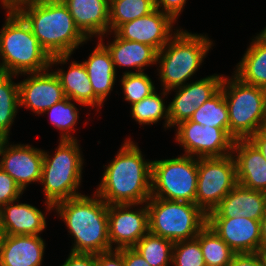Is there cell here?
<instances>
[{
  "mask_svg": "<svg viewBox=\"0 0 266 266\" xmlns=\"http://www.w3.org/2000/svg\"><path fill=\"white\" fill-rule=\"evenodd\" d=\"M3 140H4V138L0 135V145H1Z\"/></svg>",
  "mask_w": 266,
  "mask_h": 266,
  "instance_id": "c3c4849f",
  "label": "cell"
},
{
  "mask_svg": "<svg viewBox=\"0 0 266 266\" xmlns=\"http://www.w3.org/2000/svg\"><path fill=\"white\" fill-rule=\"evenodd\" d=\"M190 120L203 126L229 128L228 107L222 89L196 108Z\"/></svg>",
  "mask_w": 266,
  "mask_h": 266,
  "instance_id": "1f68e13d",
  "label": "cell"
},
{
  "mask_svg": "<svg viewBox=\"0 0 266 266\" xmlns=\"http://www.w3.org/2000/svg\"><path fill=\"white\" fill-rule=\"evenodd\" d=\"M96 266H125L122 249H112L95 254Z\"/></svg>",
  "mask_w": 266,
  "mask_h": 266,
  "instance_id": "8d00e7d4",
  "label": "cell"
},
{
  "mask_svg": "<svg viewBox=\"0 0 266 266\" xmlns=\"http://www.w3.org/2000/svg\"><path fill=\"white\" fill-rule=\"evenodd\" d=\"M206 266H228L236 254L208 225L196 236Z\"/></svg>",
  "mask_w": 266,
  "mask_h": 266,
  "instance_id": "83f0119b",
  "label": "cell"
},
{
  "mask_svg": "<svg viewBox=\"0 0 266 266\" xmlns=\"http://www.w3.org/2000/svg\"><path fill=\"white\" fill-rule=\"evenodd\" d=\"M76 27L89 40L109 35V0H62Z\"/></svg>",
  "mask_w": 266,
  "mask_h": 266,
  "instance_id": "ffe728a7",
  "label": "cell"
},
{
  "mask_svg": "<svg viewBox=\"0 0 266 266\" xmlns=\"http://www.w3.org/2000/svg\"><path fill=\"white\" fill-rule=\"evenodd\" d=\"M13 76L17 75L0 73V135L4 139H9L10 127L20 107L19 85Z\"/></svg>",
  "mask_w": 266,
  "mask_h": 266,
  "instance_id": "4316f807",
  "label": "cell"
},
{
  "mask_svg": "<svg viewBox=\"0 0 266 266\" xmlns=\"http://www.w3.org/2000/svg\"><path fill=\"white\" fill-rule=\"evenodd\" d=\"M260 34H261L264 38H266V27L264 28V30H262V31L260 32Z\"/></svg>",
  "mask_w": 266,
  "mask_h": 266,
  "instance_id": "7dc6e473",
  "label": "cell"
},
{
  "mask_svg": "<svg viewBox=\"0 0 266 266\" xmlns=\"http://www.w3.org/2000/svg\"><path fill=\"white\" fill-rule=\"evenodd\" d=\"M155 9V0H109L110 32L121 24L151 13Z\"/></svg>",
  "mask_w": 266,
  "mask_h": 266,
  "instance_id": "f546056e",
  "label": "cell"
},
{
  "mask_svg": "<svg viewBox=\"0 0 266 266\" xmlns=\"http://www.w3.org/2000/svg\"><path fill=\"white\" fill-rule=\"evenodd\" d=\"M93 196L79 195L53 206L74 237L70 252L97 254L112 250L109 241L108 204L96 192Z\"/></svg>",
  "mask_w": 266,
  "mask_h": 266,
  "instance_id": "3957f363",
  "label": "cell"
},
{
  "mask_svg": "<svg viewBox=\"0 0 266 266\" xmlns=\"http://www.w3.org/2000/svg\"><path fill=\"white\" fill-rule=\"evenodd\" d=\"M149 232L173 243L196 238L207 225V215L194 203L150 197Z\"/></svg>",
  "mask_w": 266,
  "mask_h": 266,
  "instance_id": "ba28073f",
  "label": "cell"
},
{
  "mask_svg": "<svg viewBox=\"0 0 266 266\" xmlns=\"http://www.w3.org/2000/svg\"><path fill=\"white\" fill-rule=\"evenodd\" d=\"M113 42L103 43V36L99 38V41L110 52L112 61L116 67H128L135 68L139 72H144L145 66L157 65L158 51L150 45L136 42L127 41L120 38L115 32H113Z\"/></svg>",
  "mask_w": 266,
  "mask_h": 266,
  "instance_id": "603a6c76",
  "label": "cell"
},
{
  "mask_svg": "<svg viewBox=\"0 0 266 266\" xmlns=\"http://www.w3.org/2000/svg\"><path fill=\"white\" fill-rule=\"evenodd\" d=\"M176 21L155 8L151 13L121 24L114 32L122 39L150 45L158 52L168 43L179 29H174Z\"/></svg>",
  "mask_w": 266,
  "mask_h": 266,
  "instance_id": "5bb4252c",
  "label": "cell"
},
{
  "mask_svg": "<svg viewBox=\"0 0 266 266\" xmlns=\"http://www.w3.org/2000/svg\"><path fill=\"white\" fill-rule=\"evenodd\" d=\"M228 266H264L258 253L235 254Z\"/></svg>",
  "mask_w": 266,
  "mask_h": 266,
  "instance_id": "ab89813d",
  "label": "cell"
},
{
  "mask_svg": "<svg viewBox=\"0 0 266 266\" xmlns=\"http://www.w3.org/2000/svg\"><path fill=\"white\" fill-rule=\"evenodd\" d=\"M45 246L39 235H3L0 266H41Z\"/></svg>",
  "mask_w": 266,
  "mask_h": 266,
  "instance_id": "44dd1931",
  "label": "cell"
},
{
  "mask_svg": "<svg viewBox=\"0 0 266 266\" xmlns=\"http://www.w3.org/2000/svg\"><path fill=\"white\" fill-rule=\"evenodd\" d=\"M220 88L228 107L229 133L235 140L249 139L266 128V89L235 75L223 77Z\"/></svg>",
  "mask_w": 266,
  "mask_h": 266,
  "instance_id": "52a82bcc",
  "label": "cell"
},
{
  "mask_svg": "<svg viewBox=\"0 0 266 266\" xmlns=\"http://www.w3.org/2000/svg\"><path fill=\"white\" fill-rule=\"evenodd\" d=\"M223 77L214 74L168 90V92H172V90L176 92L174 99L168 105L170 128L190 119L196 108L220 89Z\"/></svg>",
  "mask_w": 266,
  "mask_h": 266,
  "instance_id": "9a60e30c",
  "label": "cell"
},
{
  "mask_svg": "<svg viewBox=\"0 0 266 266\" xmlns=\"http://www.w3.org/2000/svg\"><path fill=\"white\" fill-rule=\"evenodd\" d=\"M104 169L96 193L108 204H143L151 197L152 161L145 160L137 143L125 140Z\"/></svg>",
  "mask_w": 266,
  "mask_h": 266,
  "instance_id": "7a4b0ae2",
  "label": "cell"
},
{
  "mask_svg": "<svg viewBox=\"0 0 266 266\" xmlns=\"http://www.w3.org/2000/svg\"><path fill=\"white\" fill-rule=\"evenodd\" d=\"M125 101L130 105L138 103L156 91L154 83L145 72H123L120 80Z\"/></svg>",
  "mask_w": 266,
  "mask_h": 266,
  "instance_id": "836d02e7",
  "label": "cell"
},
{
  "mask_svg": "<svg viewBox=\"0 0 266 266\" xmlns=\"http://www.w3.org/2000/svg\"><path fill=\"white\" fill-rule=\"evenodd\" d=\"M266 212V193L237 184L207 217H247L261 221Z\"/></svg>",
  "mask_w": 266,
  "mask_h": 266,
  "instance_id": "d6986e66",
  "label": "cell"
},
{
  "mask_svg": "<svg viewBox=\"0 0 266 266\" xmlns=\"http://www.w3.org/2000/svg\"><path fill=\"white\" fill-rule=\"evenodd\" d=\"M252 40L234 75L244 83L266 89V38L259 33Z\"/></svg>",
  "mask_w": 266,
  "mask_h": 266,
  "instance_id": "484cf974",
  "label": "cell"
},
{
  "mask_svg": "<svg viewBox=\"0 0 266 266\" xmlns=\"http://www.w3.org/2000/svg\"><path fill=\"white\" fill-rule=\"evenodd\" d=\"M258 254L262 259L263 265L266 266V250H259Z\"/></svg>",
  "mask_w": 266,
  "mask_h": 266,
  "instance_id": "f6af8a7d",
  "label": "cell"
},
{
  "mask_svg": "<svg viewBox=\"0 0 266 266\" xmlns=\"http://www.w3.org/2000/svg\"><path fill=\"white\" fill-rule=\"evenodd\" d=\"M71 101L65 97L44 112L45 114L49 112L51 124L61 131L60 140H76L70 132L75 131L74 126L79 119V109Z\"/></svg>",
  "mask_w": 266,
  "mask_h": 266,
  "instance_id": "d6a6232c",
  "label": "cell"
},
{
  "mask_svg": "<svg viewBox=\"0 0 266 266\" xmlns=\"http://www.w3.org/2000/svg\"><path fill=\"white\" fill-rule=\"evenodd\" d=\"M3 228H2V218H1V208H0V239L3 237Z\"/></svg>",
  "mask_w": 266,
  "mask_h": 266,
  "instance_id": "bcb514c9",
  "label": "cell"
},
{
  "mask_svg": "<svg viewBox=\"0 0 266 266\" xmlns=\"http://www.w3.org/2000/svg\"><path fill=\"white\" fill-rule=\"evenodd\" d=\"M236 164L232 154L198 158L195 204L207 215L237 185Z\"/></svg>",
  "mask_w": 266,
  "mask_h": 266,
  "instance_id": "30bf717a",
  "label": "cell"
},
{
  "mask_svg": "<svg viewBox=\"0 0 266 266\" xmlns=\"http://www.w3.org/2000/svg\"><path fill=\"white\" fill-rule=\"evenodd\" d=\"M207 225L236 253H258L260 221L247 217H207Z\"/></svg>",
  "mask_w": 266,
  "mask_h": 266,
  "instance_id": "2e32d148",
  "label": "cell"
},
{
  "mask_svg": "<svg viewBox=\"0 0 266 266\" xmlns=\"http://www.w3.org/2000/svg\"><path fill=\"white\" fill-rule=\"evenodd\" d=\"M78 140H60L53 156L43 151L40 183L43 185L47 212L58 202L79 195L83 158Z\"/></svg>",
  "mask_w": 266,
  "mask_h": 266,
  "instance_id": "8992f818",
  "label": "cell"
},
{
  "mask_svg": "<svg viewBox=\"0 0 266 266\" xmlns=\"http://www.w3.org/2000/svg\"><path fill=\"white\" fill-rule=\"evenodd\" d=\"M176 126L175 139L183 147V155L211 158L232 154L235 139L230 135L229 128L203 126L190 119Z\"/></svg>",
  "mask_w": 266,
  "mask_h": 266,
  "instance_id": "8fae6325",
  "label": "cell"
},
{
  "mask_svg": "<svg viewBox=\"0 0 266 266\" xmlns=\"http://www.w3.org/2000/svg\"><path fill=\"white\" fill-rule=\"evenodd\" d=\"M29 77L18 82L20 107L42 115L52 105L65 98L59 79L50 69L27 73Z\"/></svg>",
  "mask_w": 266,
  "mask_h": 266,
  "instance_id": "e0dca14e",
  "label": "cell"
},
{
  "mask_svg": "<svg viewBox=\"0 0 266 266\" xmlns=\"http://www.w3.org/2000/svg\"><path fill=\"white\" fill-rule=\"evenodd\" d=\"M36 0H1L3 8L6 11H16L25 4L34 3Z\"/></svg>",
  "mask_w": 266,
  "mask_h": 266,
  "instance_id": "7bdbcfd3",
  "label": "cell"
},
{
  "mask_svg": "<svg viewBox=\"0 0 266 266\" xmlns=\"http://www.w3.org/2000/svg\"><path fill=\"white\" fill-rule=\"evenodd\" d=\"M54 74L60 81L65 97L72 102L97 109L103 106V102L94 94L83 63L72 61L67 71L59 68Z\"/></svg>",
  "mask_w": 266,
  "mask_h": 266,
  "instance_id": "d4e9b609",
  "label": "cell"
},
{
  "mask_svg": "<svg viewBox=\"0 0 266 266\" xmlns=\"http://www.w3.org/2000/svg\"><path fill=\"white\" fill-rule=\"evenodd\" d=\"M207 36L189 33L180 28L158 52L157 70L163 90L185 85L200 69L208 51L214 45Z\"/></svg>",
  "mask_w": 266,
  "mask_h": 266,
  "instance_id": "5b68a950",
  "label": "cell"
},
{
  "mask_svg": "<svg viewBox=\"0 0 266 266\" xmlns=\"http://www.w3.org/2000/svg\"><path fill=\"white\" fill-rule=\"evenodd\" d=\"M198 158L183 155L152 161L151 197L195 204Z\"/></svg>",
  "mask_w": 266,
  "mask_h": 266,
  "instance_id": "9c48e42d",
  "label": "cell"
},
{
  "mask_svg": "<svg viewBox=\"0 0 266 266\" xmlns=\"http://www.w3.org/2000/svg\"><path fill=\"white\" fill-rule=\"evenodd\" d=\"M187 0H155V8L177 21ZM162 7V8H161Z\"/></svg>",
  "mask_w": 266,
  "mask_h": 266,
  "instance_id": "74e56055",
  "label": "cell"
},
{
  "mask_svg": "<svg viewBox=\"0 0 266 266\" xmlns=\"http://www.w3.org/2000/svg\"><path fill=\"white\" fill-rule=\"evenodd\" d=\"M16 12L51 57L50 67L66 64L73 51L89 41L76 27L62 0H38L21 6Z\"/></svg>",
  "mask_w": 266,
  "mask_h": 266,
  "instance_id": "6da1fadb",
  "label": "cell"
},
{
  "mask_svg": "<svg viewBox=\"0 0 266 266\" xmlns=\"http://www.w3.org/2000/svg\"><path fill=\"white\" fill-rule=\"evenodd\" d=\"M138 205L140 209H133ZM145 205V206H144ZM135 210V211H134ZM109 241L112 249L132 248L149 231L148 208L142 204L108 205ZM113 245H115L113 247Z\"/></svg>",
  "mask_w": 266,
  "mask_h": 266,
  "instance_id": "7c38bea8",
  "label": "cell"
},
{
  "mask_svg": "<svg viewBox=\"0 0 266 266\" xmlns=\"http://www.w3.org/2000/svg\"><path fill=\"white\" fill-rule=\"evenodd\" d=\"M23 190L14 179L0 167V208L22 196Z\"/></svg>",
  "mask_w": 266,
  "mask_h": 266,
  "instance_id": "d590c367",
  "label": "cell"
},
{
  "mask_svg": "<svg viewBox=\"0 0 266 266\" xmlns=\"http://www.w3.org/2000/svg\"><path fill=\"white\" fill-rule=\"evenodd\" d=\"M9 144L8 139H4L0 145V167L24 192L28 184L40 183L43 149L28 144Z\"/></svg>",
  "mask_w": 266,
  "mask_h": 266,
  "instance_id": "4fadbf2b",
  "label": "cell"
},
{
  "mask_svg": "<svg viewBox=\"0 0 266 266\" xmlns=\"http://www.w3.org/2000/svg\"><path fill=\"white\" fill-rule=\"evenodd\" d=\"M167 94H169V92L163 90L160 96L156 90L150 96L131 105V115L133 119L140 125L156 124L161 119H164V128H169V108L168 106L166 108L164 99L162 98L163 96H167Z\"/></svg>",
  "mask_w": 266,
  "mask_h": 266,
  "instance_id": "f1b7e54d",
  "label": "cell"
},
{
  "mask_svg": "<svg viewBox=\"0 0 266 266\" xmlns=\"http://www.w3.org/2000/svg\"><path fill=\"white\" fill-rule=\"evenodd\" d=\"M61 266H96L95 254L70 252Z\"/></svg>",
  "mask_w": 266,
  "mask_h": 266,
  "instance_id": "f35d334b",
  "label": "cell"
},
{
  "mask_svg": "<svg viewBox=\"0 0 266 266\" xmlns=\"http://www.w3.org/2000/svg\"><path fill=\"white\" fill-rule=\"evenodd\" d=\"M174 243L149 231L133 247L150 266H168L172 263Z\"/></svg>",
  "mask_w": 266,
  "mask_h": 266,
  "instance_id": "4dcf8cb0",
  "label": "cell"
},
{
  "mask_svg": "<svg viewBox=\"0 0 266 266\" xmlns=\"http://www.w3.org/2000/svg\"><path fill=\"white\" fill-rule=\"evenodd\" d=\"M174 266H206L199 241L191 240L175 242L172 252Z\"/></svg>",
  "mask_w": 266,
  "mask_h": 266,
  "instance_id": "e575fe53",
  "label": "cell"
},
{
  "mask_svg": "<svg viewBox=\"0 0 266 266\" xmlns=\"http://www.w3.org/2000/svg\"><path fill=\"white\" fill-rule=\"evenodd\" d=\"M5 24L0 30V71L26 75L50 68V56L40 46L29 25L16 11H6Z\"/></svg>",
  "mask_w": 266,
  "mask_h": 266,
  "instance_id": "277c9868",
  "label": "cell"
},
{
  "mask_svg": "<svg viewBox=\"0 0 266 266\" xmlns=\"http://www.w3.org/2000/svg\"><path fill=\"white\" fill-rule=\"evenodd\" d=\"M122 255L125 266H150L133 247L122 248Z\"/></svg>",
  "mask_w": 266,
  "mask_h": 266,
  "instance_id": "60d3db41",
  "label": "cell"
},
{
  "mask_svg": "<svg viewBox=\"0 0 266 266\" xmlns=\"http://www.w3.org/2000/svg\"><path fill=\"white\" fill-rule=\"evenodd\" d=\"M232 156L236 164L237 183L266 193V160L256 145L249 139L235 140Z\"/></svg>",
  "mask_w": 266,
  "mask_h": 266,
  "instance_id": "ac0fdd59",
  "label": "cell"
},
{
  "mask_svg": "<svg viewBox=\"0 0 266 266\" xmlns=\"http://www.w3.org/2000/svg\"><path fill=\"white\" fill-rule=\"evenodd\" d=\"M1 218L4 235H40L47 227L45 213L19 199L1 208Z\"/></svg>",
  "mask_w": 266,
  "mask_h": 266,
  "instance_id": "7402d4cb",
  "label": "cell"
},
{
  "mask_svg": "<svg viewBox=\"0 0 266 266\" xmlns=\"http://www.w3.org/2000/svg\"><path fill=\"white\" fill-rule=\"evenodd\" d=\"M94 91V94L104 103L113 90L116 70L112 57L107 48L98 41L97 46L89 55L88 60L82 62Z\"/></svg>",
  "mask_w": 266,
  "mask_h": 266,
  "instance_id": "cb8c5ba5",
  "label": "cell"
},
{
  "mask_svg": "<svg viewBox=\"0 0 266 266\" xmlns=\"http://www.w3.org/2000/svg\"><path fill=\"white\" fill-rule=\"evenodd\" d=\"M260 230H261L260 250H266V212L261 218Z\"/></svg>",
  "mask_w": 266,
  "mask_h": 266,
  "instance_id": "ee69618b",
  "label": "cell"
},
{
  "mask_svg": "<svg viewBox=\"0 0 266 266\" xmlns=\"http://www.w3.org/2000/svg\"><path fill=\"white\" fill-rule=\"evenodd\" d=\"M249 140L256 145V147L260 150L263 157L266 160V128L260 129L256 133H254Z\"/></svg>",
  "mask_w": 266,
  "mask_h": 266,
  "instance_id": "b9f144b4",
  "label": "cell"
}]
</instances>
